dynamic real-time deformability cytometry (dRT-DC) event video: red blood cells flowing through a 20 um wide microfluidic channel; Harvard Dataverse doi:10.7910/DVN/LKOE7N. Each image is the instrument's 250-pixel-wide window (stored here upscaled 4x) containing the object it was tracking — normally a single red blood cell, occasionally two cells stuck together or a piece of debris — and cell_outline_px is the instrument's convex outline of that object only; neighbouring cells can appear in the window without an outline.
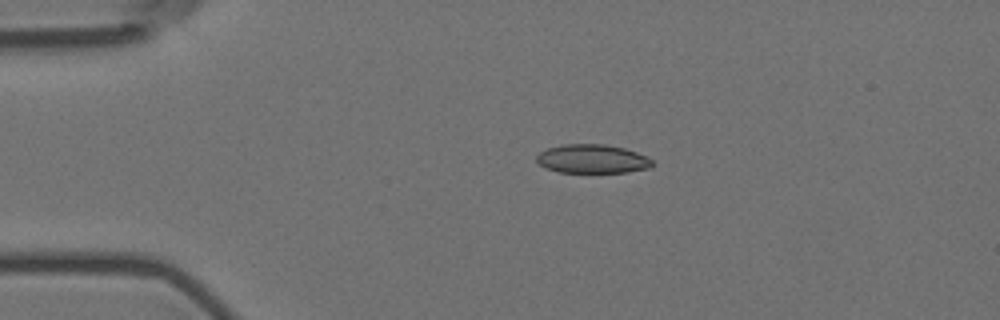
{"species": "Egyptian fruit bat (a non-hibernating species)", "species_latin": "Rousettus aegyptiacus", "temperature_condition": "room temperature", "stored_images_in_passage": 5, "camera_frame_rate_fps": 3000, "um_per_image_px": 0.085, "animal": {"sex": "female"}, "frame": {"image": 1, "passage_image": 4, "time_ms": 1.0, "image_size_px": [1000, 320], "cell_outline_px": [[652, 164], [648, 168], [628, 172], [556, 172], [544, 168], [536, 160], [536, 156], [540, 152], [548, 148], [564, 144], [604, 144], [624, 148], [636, 152], [652, 160]], "centroid_in_image_um": [50.3, 13.51], "position_along_channel_um": 34.7, "area_um2": 19.31}}